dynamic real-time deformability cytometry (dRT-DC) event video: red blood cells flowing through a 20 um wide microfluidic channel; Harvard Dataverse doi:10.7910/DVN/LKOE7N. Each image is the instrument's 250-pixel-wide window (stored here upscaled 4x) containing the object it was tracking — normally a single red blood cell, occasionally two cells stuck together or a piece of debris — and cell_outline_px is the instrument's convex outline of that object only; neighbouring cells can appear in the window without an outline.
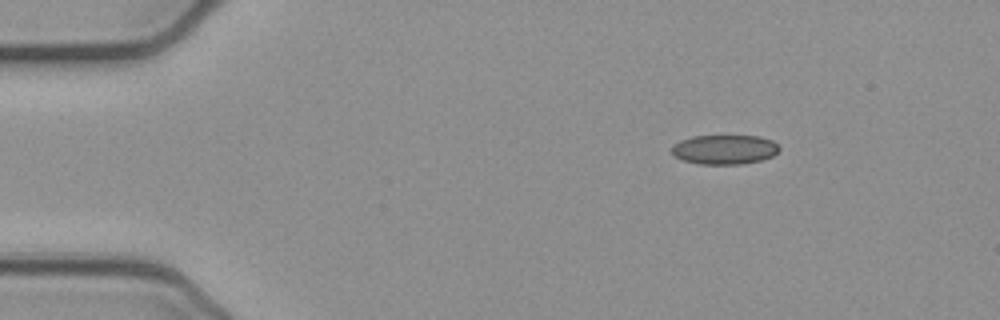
{"species": "common noctule bat (a hibernating species)", "species_latin": "Nyctalus noctula", "temperature_condition": "cold", "stored_images_in_passage": 46, "camera_frame_rate_fps": 3000, "um_per_image_px": 0.085, "animal": {"sex": "female", "body_mass_g": 21.9}, "frame": {"image": 1, "passage_image": 1, "time_ms": 0.0, "image_size_px": [1000, 320], "cell_outline_px": [[780, 148], [772, 156], [760, 160], [744, 164], [700, 164], [684, 160], [676, 156], [672, 152], [672, 148], [680, 140], [692, 136], [760, 136], [772, 140]], "centroid_in_image_um": [61.6, 12.7], "position_along_channel_um": 23.4, "area_um2": 18.26}}
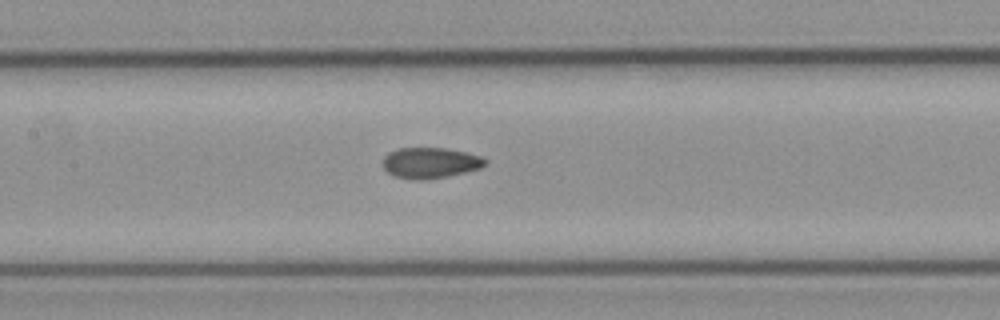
{"frame": {"image": 2, "passage_image": 18, "time_ms": 5.667, "image_size_px": [1000, 320], "cell_outline_px": [[488, 164], [480, 168], [464, 172], [424, 180], [412, 180], [392, 176], [384, 168], [384, 156], [388, 152], [396, 148], [444, 148], [464, 152], [480, 156], [488, 160]], "centroid_in_image_um": [36.55, 13.84], "position_along_channel_um": 170.9, "area_um2": 18.32}}
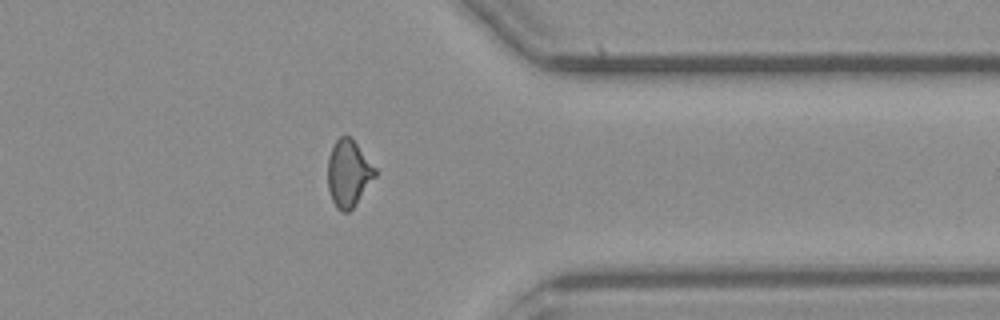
{"frame": {"image": 3, "passage_image": 35, "time_ms": 11.333, "image_size_px": [1000, 320], "cell_outline_px": [[376, 176], [356, 204], [348, 212], [344, 212], [336, 208], [332, 200], [328, 188], [328, 156], [332, 144], [340, 136], [348, 136], [356, 144], [376, 168]], "centroid_in_image_um": [29.61, 14.74], "position_along_channel_um": 381.8, "area_um2": 18.32}, "authors_computed_cell_mechanics": {"area_um2": 18.4671, "velocity_mm_per_s": 3.9025, "shape_relaxation_time_tau1_ms": null, "shape_relaxation_time_tau2_ms": 1.708, "deformation_change_tau1": null, "deformation_change_tau2": 0.0631}}